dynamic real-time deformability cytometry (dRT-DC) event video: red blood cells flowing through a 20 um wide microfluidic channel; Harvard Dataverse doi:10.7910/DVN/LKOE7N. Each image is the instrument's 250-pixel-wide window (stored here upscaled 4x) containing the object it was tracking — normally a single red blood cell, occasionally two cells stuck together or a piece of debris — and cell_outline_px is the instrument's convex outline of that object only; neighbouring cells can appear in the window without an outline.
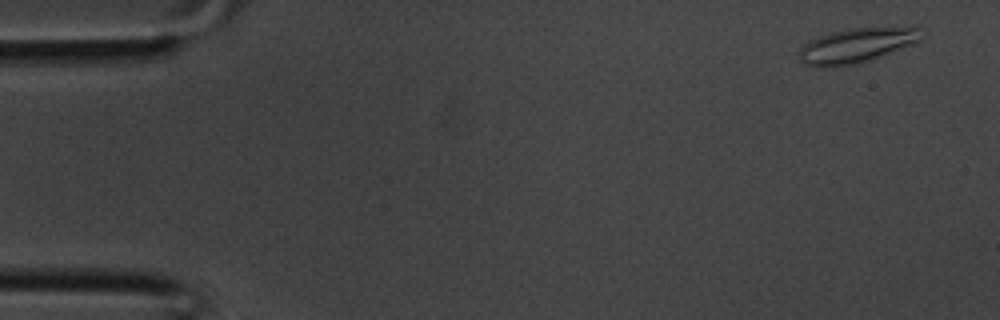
{"species": "common noctule bat (a hibernating species)", "species_latin": "Nyctalus noctula", "temperature_condition": "room temperature", "stored_images_in_passage": 37, "camera_frame_rate_fps": 3000, "um_per_image_px": 0.085, "animal": {"sex": "male", "body_mass_g": 20.1, "forearm_length_mm": 53.5}, "frame": {"image": 1, "passage_image": 2, "time_ms": 0.333, "image_size_px": [1000, 320], "cell_outline_px": [[920, 40], [872, 60], [860, 64], [832, 68], [816, 68], [804, 64], [800, 60], [800, 48], [804, 44], [820, 36], [832, 32], [852, 28], [916, 28]], "centroid_in_image_um": [72.68, 3.93], "position_along_channel_um": 12.3, "area_um2": 24.28}}
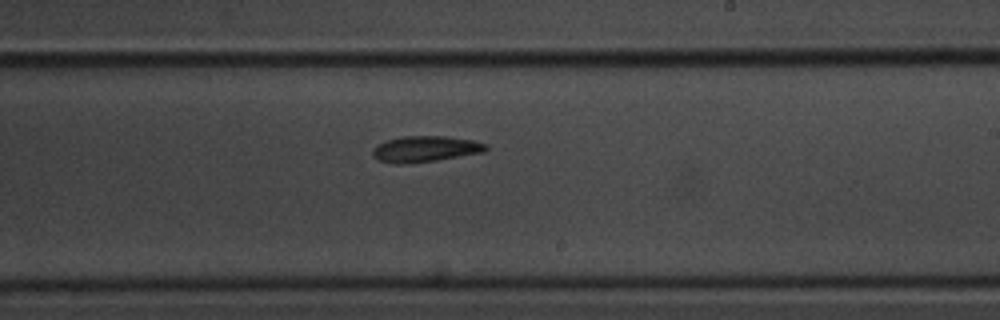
{"frame": {"image": 2, "passage_image": 22, "time_ms": 7.0, "image_size_px": [1000, 320], "cell_outline_px": [[488, 148], [484, 152], [436, 160], [408, 164], [392, 164], [376, 160], [372, 156], [372, 148], [376, 144], [384, 140], [400, 136], [444, 136], [472, 140], [488, 144]], "centroid_in_image_um": [36.06, 12.66], "position_along_channel_um": 252.9, "area_um2": 17.51}}
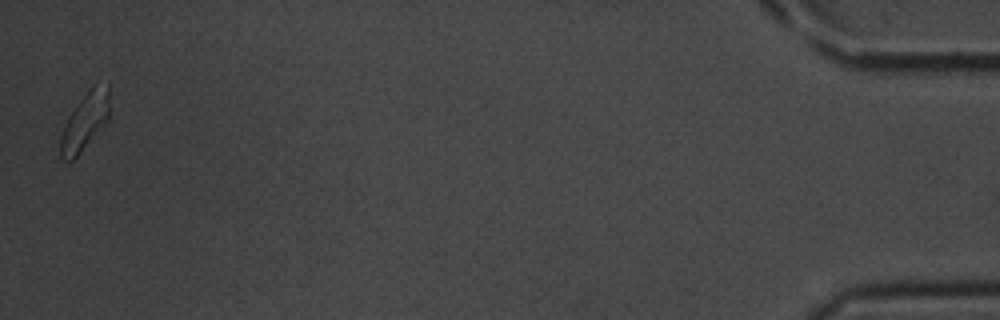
{"frame": {"image": 3, "passage_image": 37, "time_ms": 12.0, "image_size_px": [1000, 320], "cell_outline_px": [[108, 120], [80, 152], [72, 160], [64, 160], [60, 156], [60, 136], [68, 116], [80, 100], [92, 88], [108, 88]], "centroid_in_image_um": [7.15, 10.43], "position_along_channel_um": 428.0, "area_um2": 15.37}}